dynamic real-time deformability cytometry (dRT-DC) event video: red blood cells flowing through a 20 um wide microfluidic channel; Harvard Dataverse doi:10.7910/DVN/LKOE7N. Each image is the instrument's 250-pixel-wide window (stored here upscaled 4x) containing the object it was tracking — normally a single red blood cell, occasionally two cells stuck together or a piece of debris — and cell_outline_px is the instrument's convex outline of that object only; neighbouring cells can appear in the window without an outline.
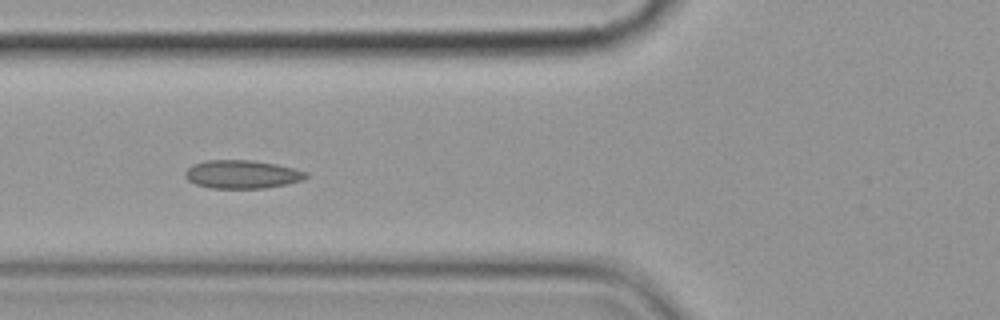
{"species": "common noctule bat (a hibernating species)", "species_latin": "Nyctalus noctula", "temperature_condition": "cold", "stored_images_in_passage": 14, "camera_frame_rate_fps": 3000, "um_per_image_px": 0.085, "animal": {"sex": "female", "body_mass_g": 19.9}, "frame": {"image": 1, "passage_image": 5, "time_ms": 5.667, "image_size_px": [1000, 320], "cell_outline_px": [[308, 176], [304, 180], [288, 184], [264, 188], [212, 188], [196, 184], [188, 180], [184, 176], [184, 172], [192, 164], [208, 160], [252, 160], [276, 164], [308, 172]], "centroid_in_image_um": [20.58, 14.81], "position_along_channel_um": 105.2, "area_um2": 20.0}}
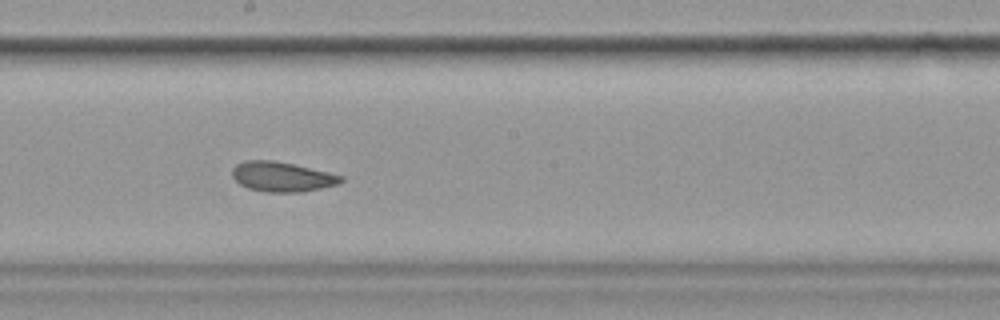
{"frame": {"image": 2, "passage_image": 8, "time_ms": 9.0, "image_size_px": [1000, 320], "cell_outline_px": [[344, 180], [340, 184], [304, 192], [268, 192], [248, 188], [240, 184], [232, 176], [232, 168], [236, 164], [244, 160], [272, 160], [292, 164], [328, 172], [344, 176]], "centroid_in_image_um": [23.99, 15.02], "position_along_channel_um": 224.2, "area_um2": 18.96}}
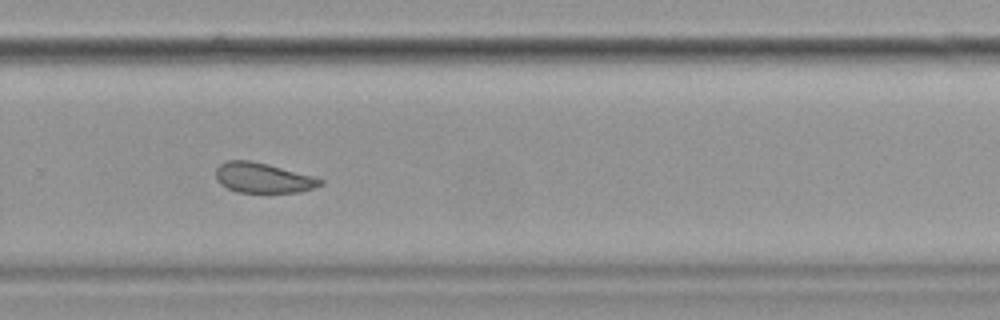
{"frame": {"image": 3, "passage_image": 10, "time_ms": 11.333, "image_size_px": [1000, 320], "cell_outline_px": [[324, 184], [300, 192], [236, 192], [220, 184], [216, 176], [216, 168], [220, 164], [228, 160], [248, 160], [268, 164], [312, 176], [324, 180]], "centroid_in_image_um": [22.35, 15.12], "position_along_channel_um": 307.5, "area_um2": 18.15}, "authors_computed_cell_mechanics": {"area_um2": 20.4034, "velocity_mm_per_s": 3.5753, "shape_relaxation_time_tau1_ms": 10.2174, "shape_relaxation_time_tau2_ms": 3.0802, "deformation_change_tau1": 0.1347, "deformation_change_tau2": 0.0631}}